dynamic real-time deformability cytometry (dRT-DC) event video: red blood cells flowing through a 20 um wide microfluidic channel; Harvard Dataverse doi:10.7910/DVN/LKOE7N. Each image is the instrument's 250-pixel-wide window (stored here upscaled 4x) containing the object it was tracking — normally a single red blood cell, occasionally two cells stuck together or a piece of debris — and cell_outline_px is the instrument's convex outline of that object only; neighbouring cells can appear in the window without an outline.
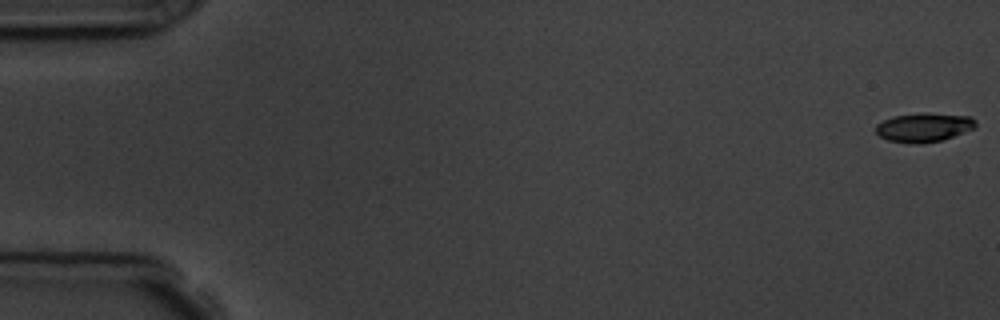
{"species": "common noctule bat (a hibernating species)", "species_latin": "Nyctalus noctula", "temperature_condition": "room temperature", "stored_images_in_passage": 6, "camera_frame_rate_fps": 3000, "um_per_image_px": 0.085, "animal": {"sex": "male", "body_mass_g": 19.5, "forearm_length_mm": 54.6}, "frame": {"image": 1, "passage_image": 1, "time_ms": 0.0, "image_size_px": [1000, 320], "cell_outline_px": [[976, 128], [940, 140], [920, 144], [912, 144], [888, 140], [880, 136], [876, 132], [876, 124], [892, 116], [924, 112], [972, 116], [976, 120]], "centroid_in_image_um": [78.54, 10.81], "position_along_channel_um": 6.5, "area_um2": 16.99}}